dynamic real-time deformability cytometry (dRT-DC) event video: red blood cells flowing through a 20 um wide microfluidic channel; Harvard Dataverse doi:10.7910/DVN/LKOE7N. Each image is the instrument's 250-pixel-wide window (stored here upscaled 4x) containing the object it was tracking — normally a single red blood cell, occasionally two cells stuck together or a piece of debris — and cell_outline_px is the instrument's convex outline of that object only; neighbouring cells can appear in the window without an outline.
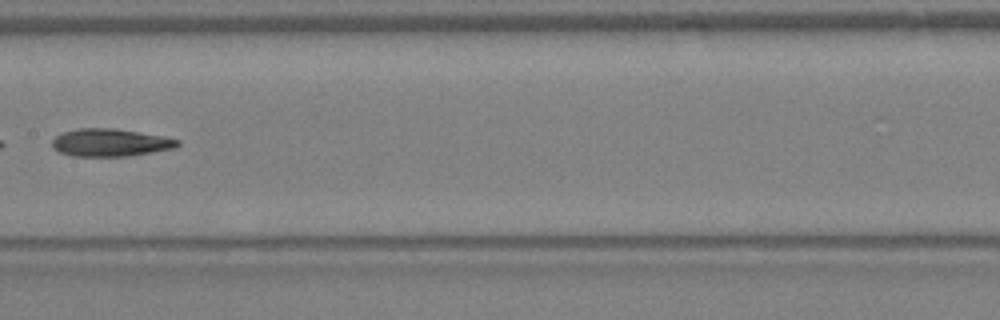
{"species": "Egyptian fruit bat (a non-hibernating species)", "species_latin": "Rousettus aegyptiacus", "temperature_condition": "warm", "stored_images_in_passage": 41, "segment_of_instrument_passage": [2, 2], "camera_frame_rate_fps": 3000, "um_per_image_px": 0.085, "animal": {"sex": "female"}, "frame": {"image": 1, "passage_image": 22, "time_ms": 7.0, "image_size_px": [1000, 320], "cell_outline_px": [[180, 144], [176, 148], [128, 156], [72, 156], [60, 152], [52, 148], [52, 140], [56, 136], [64, 132], [80, 128], [112, 128], [164, 136], [180, 140]], "centroid_in_image_um": [9.39, 12.12], "position_along_channel_um": 198.0, "area_um2": 20.17}}
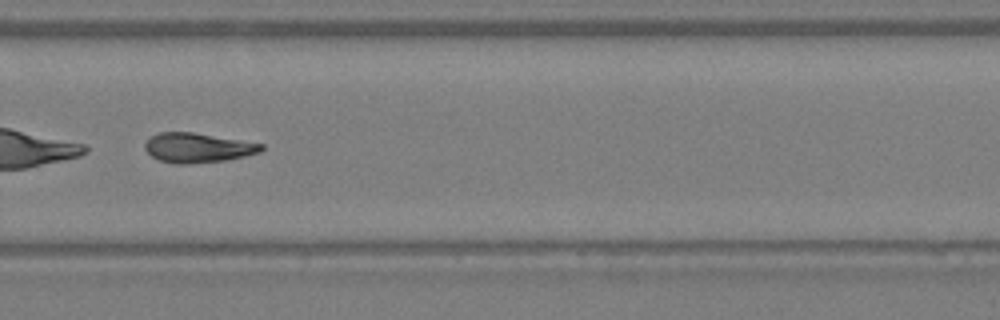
{"frame": {"image": 2, "passage_image": 29, "time_ms": 9.333, "image_size_px": [1000, 320], "cell_outline_px": [[264, 148], [260, 152], [244, 156], [224, 160], [188, 164], [176, 164], [160, 160], [152, 156], [144, 148], [144, 144], [152, 136], [160, 132], [192, 132], [264, 144]], "centroid_in_image_um": [16.8, 12.56], "position_along_channel_um": 313.0, "area_um2": 19.83}}